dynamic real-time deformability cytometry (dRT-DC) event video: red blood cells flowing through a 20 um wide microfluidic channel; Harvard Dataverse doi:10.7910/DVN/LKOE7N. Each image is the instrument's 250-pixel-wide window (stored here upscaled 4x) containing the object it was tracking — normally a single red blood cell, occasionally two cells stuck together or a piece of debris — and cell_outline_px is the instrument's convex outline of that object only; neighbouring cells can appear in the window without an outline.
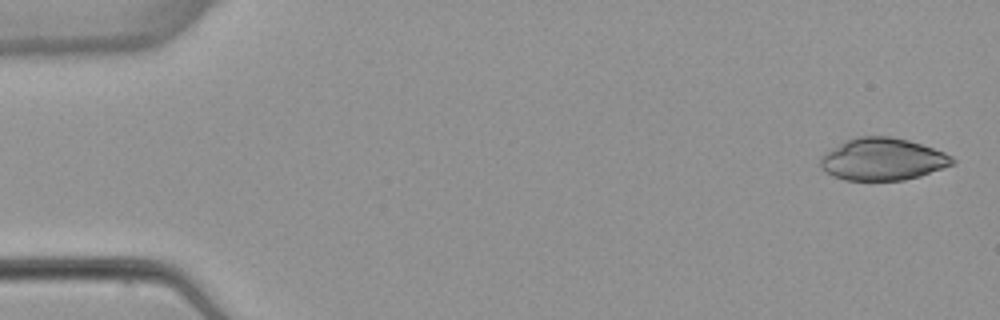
{"species": "common noctule bat (a hibernating species)", "species_latin": "Nyctalus noctula", "temperature_condition": "warm", "stored_images_in_passage": 5, "camera_frame_rate_fps": 3000, "um_per_image_px": 0.085, "animal": {"sex": "female", "body_mass_g": 22.7, "forearm_length_mm": 54.2}, "frame": {"image": 1, "passage_image": 1, "time_ms": 0.0, "image_size_px": [1000, 320], "cell_outline_px": [[956, 164], [920, 176], [904, 180], [844, 180], [832, 176], [820, 168], [820, 160], [832, 148], [848, 140], [860, 136], [892, 136], [908, 140], [944, 152], [952, 156], [956, 160]], "centroid_in_image_um": [75.06, 13.55], "position_along_channel_um": 9.9, "area_um2": 32.37}}
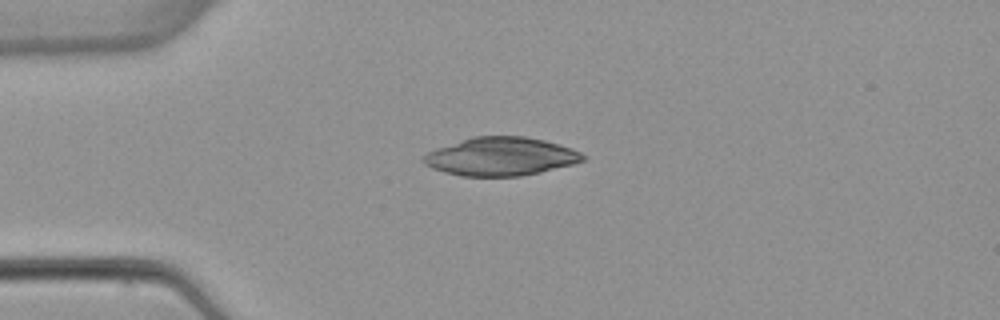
{"frame": {"image": 2, "passage_image": 4, "time_ms": 3.667, "image_size_px": [1000, 320], "cell_outline_px": [[588, 156], [584, 160], [572, 164], [540, 172], [520, 176], [460, 176], [444, 172], [432, 168], [424, 164], [420, 160], [428, 152], [436, 148], [472, 136], [524, 136], [544, 140], [572, 148]], "centroid_in_image_um": [42.55, 13.3], "position_along_channel_um": 42.5, "area_um2": 35.66}}